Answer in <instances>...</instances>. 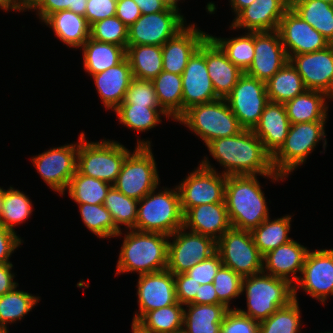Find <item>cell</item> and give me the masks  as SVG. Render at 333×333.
I'll list each match as a JSON object with an SVG mask.
<instances>
[{"mask_svg":"<svg viewBox=\"0 0 333 333\" xmlns=\"http://www.w3.org/2000/svg\"><path fill=\"white\" fill-rule=\"evenodd\" d=\"M0 333H9L8 328H0Z\"/></svg>","mask_w":333,"mask_h":333,"instance_id":"65","label":"cell"},{"mask_svg":"<svg viewBox=\"0 0 333 333\" xmlns=\"http://www.w3.org/2000/svg\"><path fill=\"white\" fill-rule=\"evenodd\" d=\"M132 333H139V332L132 327Z\"/></svg>","mask_w":333,"mask_h":333,"instance_id":"67","label":"cell"},{"mask_svg":"<svg viewBox=\"0 0 333 333\" xmlns=\"http://www.w3.org/2000/svg\"><path fill=\"white\" fill-rule=\"evenodd\" d=\"M12 267V263L0 264V296L19 285L14 281L15 274L12 272Z\"/></svg>","mask_w":333,"mask_h":333,"instance_id":"57","label":"cell"},{"mask_svg":"<svg viewBox=\"0 0 333 333\" xmlns=\"http://www.w3.org/2000/svg\"><path fill=\"white\" fill-rule=\"evenodd\" d=\"M183 227L217 241L231 228L225 200L221 203L202 204L184 214Z\"/></svg>","mask_w":333,"mask_h":333,"instance_id":"26","label":"cell"},{"mask_svg":"<svg viewBox=\"0 0 333 333\" xmlns=\"http://www.w3.org/2000/svg\"><path fill=\"white\" fill-rule=\"evenodd\" d=\"M227 176L216 171L205 157L187 177L177 186L183 214L190 208L202 204L224 201Z\"/></svg>","mask_w":333,"mask_h":333,"instance_id":"10","label":"cell"},{"mask_svg":"<svg viewBox=\"0 0 333 333\" xmlns=\"http://www.w3.org/2000/svg\"><path fill=\"white\" fill-rule=\"evenodd\" d=\"M32 201L29 197L10 186L3 191L0 224L15 232L14 227L26 221L33 212Z\"/></svg>","mask_w":333,"mask_h":333,"instance_id":"40","label":"cell"},{"mask_svg":"<svg viewBox=\"0 0 333 333\" xmlns=\"http://www.w3.org/2000/svg\"><path fill=\"white\" fill-rule=\"evenodd\" d=\"M176 121L188 127L206 146L215 139L237 135L244 130L225 99L192 106Z\"/></svg>","mask_w":333,"mask_h":333,"instance_id":"6","label":"cell"},{"mask_svg":"<svg viewBox=\"0 0 333 333\" xmlns=\"http://www.w3.org/2000/svg\"><path fill=\"white\" fill-rule=\"evenodd\" d=\"M290 125L284 104L269 101L252 131L273 156L284 144Z\"/></svg>","mask_w":333,"mask_h":333,"instance_id":"27","label":"cell"},{"mask_svg":"<svg viewBox=\"0 0 333 333\" xmlns=\"http://www.w3.org/2000/svg\"><path fill=\"white\" fill-rule=\"evenodd\" d=\"M43 22L70 48H81L90 37V26L86 18L69 10L50 14Z\"/></svg>","mask_w":333,"mask_h":333,"instance_id":"29","label":"cell"},{"mask_svg":"<svg viewBox=\"0 0 333 333\" xmlns=\"http://www.w3.org/2000/svg\"><path fill=\"white\" fill-rule=\"evenodd\" d=\"M327 121L291 124L284 144L272 156V166L276 174L288 177L293 170L304 164L308 156L322 140L325 150Z\"/></svg>","mask_w":333,"mask_h":333,"instance_id":"9","label":"cell"},{"mask_svg":"<svg viewBox=\"0 0 333 333\" xmlns=\"http://www.w3.org/2000/svg\"><path fill=\"white\" fill-rule=\"evenodd\" d=\"M257 176H227L224 200L232 228L251 231L270 216Z\"/></svg>","mask_w":333,"mask_h":333,"instance_id":"2","label":"cell"},{"mask_svg":"<svg viewBox=\"0 0 333 333\" xmlns=\"http://www.w3.org/2000/svg\"><path fill=\"white\" fill-rule=\"evenodd\" d=\"M81 219L84 225L98 238L119 237V230L111 217L110 212L103 204H78Z\"/></svg>","mask_w":333,"mask_h":333,"instance_id":"44","label":"cell"},{"mask_svg":"<svg viewBox=\"0 0 333 333\" xmlns=\"http://www.w3.org/2000/svg\"><path fill=\"white\" fill-rule=\"evenodd\" d=\"M197 25H186L174 37L162 45L163 71L181 75L189 58L209 35L196 28Z\"/></svg>","mask_w":333,"mask_h":333,"instance_id":"23","label":"cell"},{"mask_svg":"<svg viewBox=\"0 0 333 333\" xmlns=\"http://www.w3.org/2000/svg\"><path fill=\"white\" fill-rule=\"evenodd\" d=\"M117 0H87L85 18L89 26L116 15Z\"/></svg>","mask_w":333,"mask_h":333,"instance_id":"53","label":"cell"},{"mask_svg":"<svg viewBox=\"0 0 333 333\" xmlns=\"http://www.w3.org/2000/svg\"><path fill=\"white\" fill-rule=\"evenodd\" d=\"M308 252L307 247L292 239L263 255V272L294 285L301 276ZM298 273L300 276H297Z\"/></svg>","mask_w":333,"mask_h":333,"instance_id":"24","label":"cell"},{"mask_svg":"<svg viewBox=\"0 0 333 333\" xmlns=\"http://www.w3.org/2000/svg\"><path fill=\"white\" fill-rule=\"evenodd\" d=\"M216 252L222 264L242 278L263 272V255L250 231L231 227L217 240Z\"/></svg>","mask_w":333,"mask_h":333,"instance_id":"11","label":"cell"},{"mask_svg":"<svg viewBox=\"0 0 333 333\" xmlns=\"http://www.w3.org/2000/svg\"><path fill=\"white\" fill-rule=\"evenodd\" d=\"M129 28L116 16L95 22L90 26V38L104 43H111L125 49L128 46Z\"/></svg>","mask_w":333,"mask_h":333,"instance_id":"47","label":"cell"},{"mask_svg":"<svg viewBox=\"0 0 333 333\" xmlns=\"http://www.w3.org/2000/svg\"><path fill=\"white\" fill-rule=\"evenodd\" d=\"M142 15L140 8L133 0H117L116 17L128 28Z\"/></svg>","mask_w":333,"mask_h":333,"instance_id":"56","label":"cell"},{"mask_svg":"<svg viewBox=\"0 0 333 333\" xmlns=\"http://www.w3.org/2000/svg\"><path fill=\"white\" fill-rule=\"evenodd\" d=\"M184 306L177 302L146 312L132 327L139 333H178L183 331Z\"/></svg>","mask_w":333,"mask_h":333,"instance_id":"33","label":"cell"},{"mask_svg":"<svg viewBox=\"0 0 333 333\" xmlns=\"http://www.w3.org/2000/svg\"><path fill=\"white\" fill-rule=\"evenodd\" d=\"M220 333H259V322L231 308L222 320Z\"/></svg>","mask_w":333,"mask_h":333,"instance_id":"51","label":"cell"},{"mask_svg":"<svg viewBox=\"0 0 333 333\" xmlns=\"http://www.w3.org/2000/svg\"><path fill=\"white\" fill-rule=\"evenodd\" d=\"M16 234L0 224V264L11 263L9 259L12 253L23 243Z\"/></svg>","mask_w":333,"mask_h":333,"instance_id":"55","label":"cell"},{"mask_svg":"<svg viewBox=\"0 0 333 333\" xmlns=\"http://www.w3.org/2000/svg\"><path fill=\"white\" fill-rule=\"evenodd\" d=\"M290 8L333 44V5L323 0H289Z\"/></svg>","mask_w":333,"mask_h":333,"instance_id":"34","label":"cell"},{"mask_svg":"<svg viewBox=\"0 0 333 333\" xmlns=\"http://www.w3.org/2000/svg\"><path fill=\"white\" fill-rule=\"evenodd\" d=\"M126 58L134 78L152 81L163 71L162 46H127Z\"/></svg>","mask_w":333,"mask_h":333,"instance_id":"35","label":"cell"},{"mask_svg":"<svg viewBox=\"0 0 333 333\" xmlns=\"http://www.w3.org/2000/svg\"><path fill=\"white\" fill-rule=\"evenodd\" d=\"M195 304H223L217 297L214 284H201L195 296Z\"/></svg>","mask_w":333,"mask_h":333,"instance_id":"58","label":"cell"},{"mask_svg":"<svg viewBox=\"0 0 333 333\" xmlns=\"http://www.w3.org/2000/svg\"><path fill=\"white\" fill-rule=\"evenodd\" d=\"M233 38H221L209 35L225 52L228 59L245 73L253 62L255 56L254 50V32H244Z\"/></svg>","mask_w":333,"mask_h":333,"instance_id":"43","label":"cell"},{"mask_svg":"<svg viewBox=\"0 0 333 333\" xmlns=\"http://www.w3.org/2000/svg\"><path fill=\"white\" fill-rule=\"evenodd\" d=\"M184 308L185 333H220L222 320L229 310L224 304H187Z\"/></svg>","mask_w":333,"mask_h":333,"instance_id":"31","label":"cell"},{"mask_svg":"<svg viewBox=\"0 0 333 333\" xmlns=\"http://www.w3.org/2000/svg\"><path fill=\"white\" fill-rule=\"evenodd\" d=\"M156 189L138 201L137 220L133 229L170 236L184 224L179 191L177 186L174 189L163 187L158 193Z\"/></svg>","mask_w":333,"mask_h":333,"instance_id":"5","label":"cell"},{"mask_svg":"<svg viewBox=\"0 0 333 333\" xmlns=\"http://www.w3.org/2000/svg\"><path fill=\"white\" fill-rule=\"evenodd\" d=\"M306 90L297 69L286 63L267 82L266 91L269 101L285 104Z\"/></svg>","mask_w":333,"mask_h":333,"instance_id":"36","label":"cell"},{"mask_svg":"<svg viewBox=\"0 0 333 333\" xmlns=\"http://www.w3.org/2000/svg\"><path fill=\"white\" fill-rule=\"evenodd\" d=\"M142 14H151L165 11L170 5L164 0H133Z\"/></svg>","mask_w":333,"mask_h":333,"instance_id":"59","label":"cell"},{"mask_svg":"<svg viewBox=\"0 0 333 333\" xmlns=\"http://www.w3.org/2000/svg\"><path fill=\"white\" fill-rule=\"evenodd\" d=\"M308 90L321 91L333 99V44L322 50L289 59Z\"/></svg>","mask_w":333,"mask_h":333,"instance_id":"20","label":"cell"},{"mask_svg":"<svg viewBox=\"0 0 333 333\" xmlns=\"http://www.w3.org/2000/svg\"><path fill=\"white\" fill-rule=\"evenodd\" d=\"M323 1L328 2L333 5V0H323Z\"/></svg>","mask_w":333,"mask_h":333,"instance_id":"66","label":"cell"},{"mask_svg":"<svg viewBox=\"0 0 333 333\" xmlns=\"http://www.w3.org/2000/svg\"><path fill=\"white\" fill-rule=\"evenodd\" d=\"M103 205L110 212L114 224L119 230H121L120 227L123 225H125V229L127 228L126 230L135 227L138 200L127 197L112 186Z\"/></svg>","mask_w":333,"mask_h":333,"instance_id":"45","label":"cell"},{"mask_svg":"<svg viewBox=\"0 0 333 333\" xmlns=\"http://www.w3.org/2000/svg\"><path fill=\"white\" fill-rule=\"evenodd\" d=\"M206 147L220 166H223L222 174L226 176L260 175L271 178V182H283L286 178L276 174L272 156L250 129H244L237 135L215 139Z\"/></svg>","mask_w":333,"mask_h":333,"instance_id":"1","label":"cell"},{"mask_svg":"<svg viewBox=\"0 0 333 333\" xmlns=\"http://www.w3.org/2000/svg\"><path fill=\"white\" fill-rule=\"evenodd\" d=\"M120 105H140L161 108L152 81L133 78Z\"/></svg>","mask_w":333,"mask_h":333,"instance_id":"49","label":"cell"},{"mask_svg":"<svg viewBox=\"0 0 333 333\" xmlns=\"http://www.w3.org/2000/svg\"><path fill=\"white\" fill-rule=\"evenodd\" d=\"M179 10L177 7L169 6L162 12L142 14L129 27L128 46L164 45L186 25V19Z\"/></svg>","mask_w":333,"mask_h":333,"instance_id":"12","label":"cell"},{"mask_svg":"<svg viewBox=\"0 0 333 333\" xmlns=\"http://www.w3.org/2000/svg\"><path fill=\"white\" fill-rule=\"evenodd\" d=\"M255 0H230V7L232 8V12L234 15H237L242 9L250 6Z\"/></svg>","mask_w":333,"mask_h":333,"instance_id":"61","label":"cell"},{"mask_svg":"<svg viewBox=\"0 0 333 333\" xmlns=\"http://www.w3.org/2000/svg\"><path fill=\"white\" fill-rule=\"evenodd\" d=\"M164 1H166L170 6H173V7H177V8H179V7H178V2H179L180 0H164Z\"/></svg>","mask_w":333,"mask_h":333,"instance_id":"63","label":"cell"},{"mask_svg":"<svg viewBox=\"0 0 333 333\" xmlns=\"http://www.w3.org/2000/svg\"><path fill=\"white\" fill-rule=\"evenodd\" d=\"M17 287L0 296V328H7L9 323L21 321L40 301L39 296L17 290Z\"/></svg>","mask_w":333,"mask_h":333,"instance_id":"41","label":"cell"},{"mask_svg":"<svg viewBox=\"0 0 333 333\" xmlns=\"http://www.w3.org/2000/svg\"><path fill=\"white\" fill-rule=\"evenodd\" d=\"M114 112L120 124L138 132H145L162 122L161 114L171 117L162 108H151L140 105H119Z\"/></svg>","mask_w":333,"mask_h":333,"instance_id":"42","label":"cell"},{"mask_svg":"<svg viewBox=\"0 0 333 333\" xmlns=\"http://www.w3.org/2000/svg\"><path fill=\"white\" fill-rule=\"evenodd\" d=\"M111 184L90 176L80 174L77 170L65 191L76 204H103Z\"/></svg>","mask_w":333,"mask_h":333,"instance_id":"39","label":"cell"},{"mask_svg":"<svg viewBox=\"0 0 333 333\" xmlns=\"http://www.w3.org/2000/svg\"><path fill=\"white\" fill-rule=\"evenodd\" d=\"M129 153L130 150L114 140L87 142L84 132H81L78 140L76 170L80 174L113 185Z\"/></svg>","mask_w":333,"mask_h":333,"instance_id":"7","label":"cell"},{"mask_svg":"<svg viewBox=\"0 0 333 333\" xmlns=\"http://www.w3.org/2000/svg\"><path fill=\"white\" fill-rule=\"evenodd\" d=\"M174 281L177 301L183 306L195 304V296L201 284L186 273L174 274Z\"/></svg>","mask_w":333,"mask_h":333,"instance_id":"54","label":"cell"},{"mask_svg":"<svg viewBox=\"0 0 333 333\" xmlns=\"http://www.w3.org/2000/svg\"><path fill=\"white\" fill-rule=\"evenodd\" d=\"M0 9L4 11H22V0H0Z\"/></svg>","mask_w":333,"mask_h":333,"instance_id":"60","label":"cell"},{"mask_svg":"<svg viewBox=\"0 0 333 333\" xmlns=\"http://www.w3.org/2000/svg\"><path fill=\"white\" fill-rule=\"evenodd\" d=\"M87 0H41L32 10L43 22L50 14L69 10L76 14L85 16Z\"/></svg>","mask_w":333,"mask_h":333,"instance_id":"50","label":"cell"},{"mask_svg":"<svg viewBox=\"0 0 333 333\" xmlns=\"http://www.w3.org/2000/svg\"><path fill=\"white\" fill-rule=\"evenodd\" d=\"M83 67L91 76L120 64L126 58L124 47L98 42L90 37L83 44Z\"/></svg>","mask_w":333,"mask_h":333,"instance_id":"32","label":"cell"},{"mask_svg":"<svg viewBox=\"0 0 333 333\" xmlns=\"http://www.w3.org/2000/svg\"><path fill=\"white\" fill-rule=\"evenodd\" d=\"M242 277L229 267L222 265L214 277V288L218 299L228 308L230 301L242 295Z\"/></svg>","mask_w":333,"mask_h":333,"instance_id":"48","label":"cell"},{"mask_svg":"<svg viewBox=\"0 0 333 333\" xmlns=\"http://www.w3.org/2000/svg\"><path fill=\"white\" fill-rule=\"evenodd\" d=\"M3 191L4 189L0 187V215H1L2 200H3Z\"/></svg>","mask_w":333,"mask_h":333,"instance_id":"64","label":"cell"},{"mask_svg":"<svg viewBox=\"0 0 333 333\" xmlns=\"http://www.w3.org/2000/svg\"><path fill=\"white\" fill-rule=\"evenodd\" d=\"M242 294L246 293L247 310L236 308L241 314L261 322L279 308L294 300V286L288 280L265 272L244 277Z\"/></svg>","mask_w":333,"mask_h":333,"instance_id":"4","label":"cell"},{"mask_svg":"<svg viewBox=\"0 0 333 333\" xmlns=\"http://www.w3.org/2000/svg\"><path fill=\"white\" fill-rule=\"evenodd\" d=\"M136 286L139 311L134 313L131 326L146 312L167 307L178 302L174 274L167 269L160 272L139 275Z\"/></svg>","mask_w":333,"mask_h":333,"instance_id":"19","label":"cell"},{"mask_svg":"<svg viewBox=\"0 0 333 333\" xmlns=\"http://www.w3.org/2000/svg\"><path fill=\"white\" fill-rule=\"evenodd\" d=\"M152 82L160 107L176 121L182 115V75L162 71Z\"/></svg>","mask_w":333,"mask_h":333,"instance_id":"37","label":"cell"},{"mask_svg":"<svg viewBox=\"0 0 333 333\" xmlns=\"http://www.w3.org/2000/svg\"><path fill=\"white\" fill-rule=\"evenodd\" d=\"M301 275L294 286V299L300 287L313 299L325 303L333 296V248L309 250Z\"/></svg>","mask_w":333,"mask_h":333,"instance_id":"16","label":"cell"},{"mask_svg":"<svg viewBox=\"0 0 333 333\" xmlns=\"http://www.w3.org/2000/svg\"><path fill=\"white\" fill-rule=\"evenodd\" d=\"M300 319L298 299H294L267 319L259 322V333H301Z\"/></svg>","mask_w":333,"mask_h":333,"instance_id":"46","label":"cell"},{"mask_svg":"<svg viewBox=\"0 0 333 333\" xmlns=\"http://www.w3.org/2000/svg\"><path fill=\"white\" fill-rule=\"evenodd\" d=\"M205 61L217 97L225 99L244 73L209 35L205 38Z\"/></svg>","mask_w":333,"mask_h":333,"instance_id":"25","label":"cell"},{"mask_svg":"<svg viewBox=\"0 0 333 333\" xmlns=\"http://www.w3.org/2000/svg\"><path fill=\"white\" fill-rule=\"evenodd\" d=\"M91 77L104 107L112 111L124 101L126 91L134 78L127 58L120 64Z\"/></svg>","mask_w":333,"mask_h":333,"instance_id":"28","label":"cell"},{"mask_svg":"<svg viewBox=\"0 0 333 333\" xmlns=\"http://www.w3.org/2000/svg\"><path fill=\"white\" fill-rule=\"evenodd\" d=\"M78 143L50 148L31 158L43 181L55 192H64L76 172Z\"/></svg>","mask_w":333,"mask_h":333,"instance_id":"15","label":"cell"},{"mask_svg":"<svg viewBox=\"0 0 333 333\" xmlns=\"http://www.w3.org/2000/svg\"><path fill=\"white\" fill-rule=\"evenodd\" d=\"M291 218V215H285L274 220L269 217L250 231L254 244L262 255L292 240L288 236L291 230Z\"/></svg>","mask_w":333,"mask_h":333,"instance_id":"38","label":"cell"},{"mask_svg":"<svg viewBox=\"0 0 333 333\" xmlns=\"http://www.w3.org/2000/svg\"><path fill=\"white\" fill-rule=\"evenodd\" d=\"M255 56L246 75L267 82L289 62L279 33L275 31L254 32Z\"/></svg>","mask_w":333,"mask_h":333,"instance_id":"21","label":"cell"},{"mask_svg":"<svg viewBox=\"0 0 333 333\" xmlns=\"http://www.w3.org/2000/svg\"><path fill=\"white\" fill-rule=\"evenodd\" d=\"M41 0H22V12L23 11H29L32 9L40 2Z\"/></svg>","mask_w":333,"mask_h":333,"instance_id":"62","label":"cell"},{"mask_svg":"<svg viewBox=\"0 0 333 333\" xmlns=\"http://www.w3.org/2000/svg\"><path fill=\"white\" fill-rule=\"evenodd\" d=\"M289 7V0H255L234 17L230 29L275 31Z\"/></svg>","mask_w":333,"mask_h":333,"instance_id":"22","label":"cell"},{"mask_svg":"<svg viewBox=\"0 0 333 333\" xmlns=\"http://www.w3.org/2000/svg\"><path fill=\"white\" fill-rule=\"evenodd\" d=\"M225 100L240 125L252 130L269 102L266 83L244 73Z\"/></svg>","mask_w":333,"mask_h":333,"instance_id":"14","label":"cell"},{"mask_svg":"<svg viewBox=\"0 0 333 333\" xmlns=\"http://www.w3.org/2000/svg\"><path fill=\"white\" fill-rule=\"evenodd\" d=\"M124 235L115 275L128 272L141 275L167 269L168 235L134 229Z\"/></svg>","mask_w":333,"mask_h":333,"instance_id":"3","label":"cell"},{"mask_svg":"<svg viewBox=\"0 0 333 333\" xmlns=\"http://www.w3.org/2000/svg\"><path fill=\"white\" fill-rule=\"evenodd\" d=\"M144 140L138 138L135 150L126 156L112 185L127 197L138 201L160 184L151 142Z\"/></svg>","mask_w":333,"mask_h":333,"instance_id":"8","label":"cell"},{"mask_svg":"<svg viewBox=\"0 0 333 333\" xmlns=\"http://www.w3.org/2000/svg\"><path fill=\"white\" fill-rule=\"evenodd\" d=\"M330 98V99H329ZM331 100L321 91L306 89L302 94L284 104L290 124L303 122L326 121Z\"/></svg>","mask_w":333,"mask_h":333,"instance_id":"30","label":"cell"},{"mask_svg":"<svg viewBox=\"0 0 333 333\" xmlns=\"http://www.w3.org/2000/svg\"><path fill=\"white\" fill-rule=\"evenodd\" d=\"M182 75V114L190 107L218 100L205 61V39L189 58Z\"/></svg>","mask_w":333,"mask_h":333,"instance_id":"17","label":"cell"},{"mask_svg":"<svg viewBox=\"0 0 333 333\" xmlns=\"http://www.w3.org/2000/svg\"><path fill=\"white\" fill-rule=\"evenodd\" d=\"M222 265L220 255L216 252L208 259L194 265L185 273L199 284L213 283L214 277Z\"/></svg>","mask_w":333,"mask_h":333,"instance_id":"52","label":"cell"},{"mask_svg":"<svg viewBox=\"0 0 333 333\" xmlns=\"http://www.w3.org/2000/svg\"><path fill=\"white\" fill-rule=\"evenodd\" d=\"M277 31L289 59L294 55L315 52L330 45L321 33L290 7L279 22Z\"/></svg>","mask_w":333,"mask_h":333,"instance_id":"18","label":"cell"},{"mask_svg":"<svg viewBox=\"0 0 333 333\" xmlns=\"http://www.w3.org/2000/svg\"><path fill=\"white\" fill-rule=\"evenodd\" d=\"M167 270L173 274L185 273L197 263L216 253L217 241L213 238L186 231L181 227L169 236Z\"/></svg>","mask_w":333,"mask_h":333,"instance_id":"13","label":"cell"}]
</instances>
